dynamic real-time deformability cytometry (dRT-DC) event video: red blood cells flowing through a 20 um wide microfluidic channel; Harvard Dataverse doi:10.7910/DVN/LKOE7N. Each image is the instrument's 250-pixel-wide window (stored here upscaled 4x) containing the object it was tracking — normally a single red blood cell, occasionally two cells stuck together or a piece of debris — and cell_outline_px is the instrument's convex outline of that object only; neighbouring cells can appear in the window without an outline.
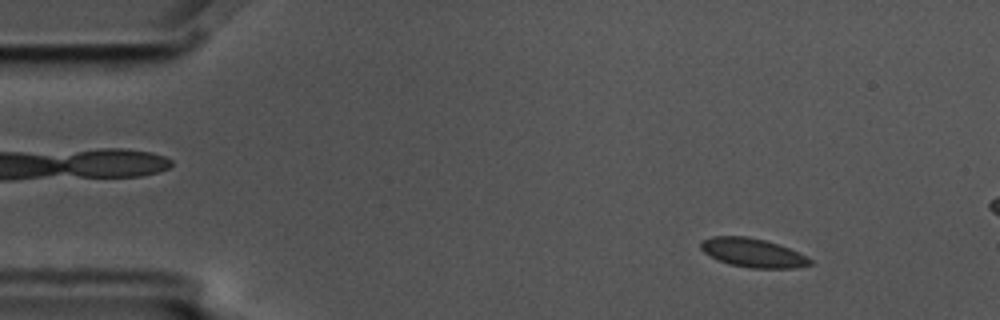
{"species": "common noctule bat (a hibernating species)", "species_latin": "Nyctalus noctula", "temperature_condition": "cold", "stored_images_in_passage": 4, "camera_frame_rate_fps": 3000, "um_per_image_px": 0.085, "animal": {"sex": "male", "body_mass_g": 17.5, "forearm_length_mm": 52.3}, "frame": {"image": 1, "passage_image": 1, "time_ms": 0.0, "image_size_px": [1000, 320], "cell_outline_px": [[812, 264], [796, 268], [752, 268], [728, 264], [704, 252], [700, 248], [700, 240], [712, 236], [748, 236], [764, 240], [788, 248], [812, 260]], "centroid_in_image_um": [63.95, 21.48], "position_along_channel_um": 21.1, "area_um2": 18.15}}